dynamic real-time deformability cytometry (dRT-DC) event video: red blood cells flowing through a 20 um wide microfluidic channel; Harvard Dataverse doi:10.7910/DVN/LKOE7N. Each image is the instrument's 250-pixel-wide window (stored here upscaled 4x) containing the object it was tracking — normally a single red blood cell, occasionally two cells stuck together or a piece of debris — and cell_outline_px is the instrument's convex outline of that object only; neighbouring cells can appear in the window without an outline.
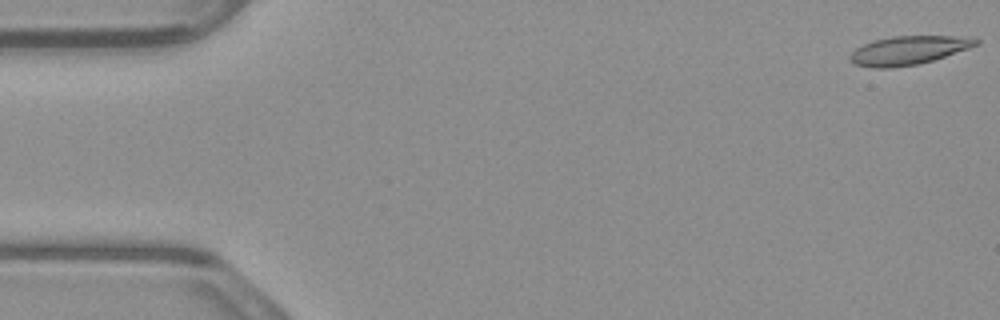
{"species": "common noctule bat (a hibernating species)", "species_latin": "Nyctalus noctula", "temperature_condition": "warm", "stored_images_in_passage": 53, "camera_frame_rate_fps": 3000, "um_per_image_px": 0.085, "animal": {"sex": "male", "body_mass_g": 23.1, "forearm_length_mm": 52.7}, "frame": {"image": 1, "passage_image": 1, "time_ms": 0.0, "image_size_px": [1000, 320], "cell_outline_px": [[980, 44], [920, 64], [888, 68], [872, 68], [856, 64], [848, 56], [856, 48], [864, 44], [876, 40], [892, 36], [972, 36], [980, 40]], "centroid_in_image_um": [77.26, 4.27], "position_along_channel_um": 7.7, "area_um2": 20.92}}
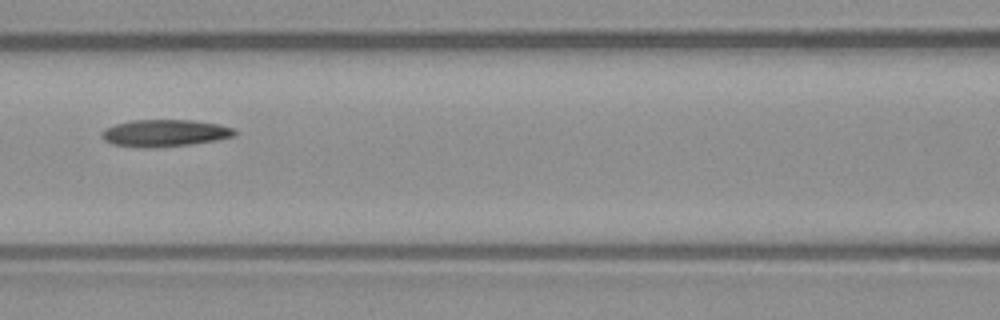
{"frame": {"image": 2, "passage_image": 23, "time_ms": 7.333, "image_size_px": [1000, 320], "cell_outline_px": [[236, 136], [216, 140], [188, 144], [144, 148], [112, 144], [104, 140], [100, 136], [100, 132], [104, 128], [116, 124], [132, 120], [192, 120], [220, 124], [236, 128]], "centroid_in_image_um": [14.0, 11.3], "position_along_channel_um": 152.6, "area_um2": 20.98}}
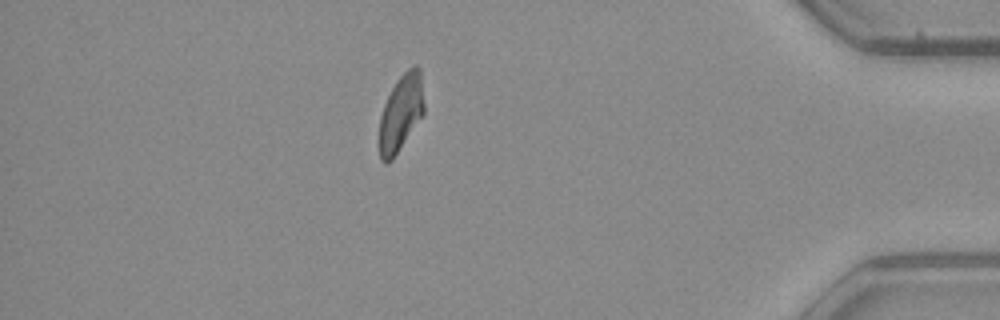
{"frame": {"image": 3, "passage_image": 46, "time_ms": 15.0, "image_size_px": [1000, 320], "cell_outline_px": [[424, 112], [392, 160], [384, 164], [380, 160], [380, 116], [384, 104], [396, 80], [412, 64], [416, 64], [420, 68], [424, 104]], "centroid_in_image_um": [34.08, 9.56], "position_along_channel_um": 401.1, "area_um2": 19.77}, "authors_computed_cell_mechanics": {"area_um2": 20.6924, "velocity_mm_per_s": 3.874, "shape_relaxation_time_tau1_ms": 8.4719, "shape_relaxation_time_tau2_ms": null, "deformation_change_tau1": 0.2124, "deformation_change_tau2": null}}